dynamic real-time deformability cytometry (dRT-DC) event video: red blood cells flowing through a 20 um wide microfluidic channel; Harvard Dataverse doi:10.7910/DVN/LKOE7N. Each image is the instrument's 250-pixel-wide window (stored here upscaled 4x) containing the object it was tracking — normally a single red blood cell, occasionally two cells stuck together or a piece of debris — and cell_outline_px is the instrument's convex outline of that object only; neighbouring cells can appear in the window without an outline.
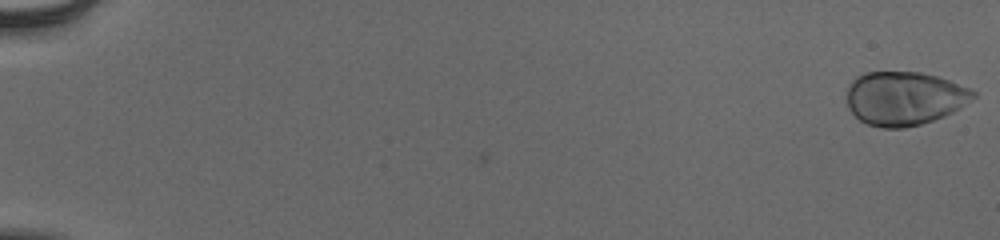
{"species": "human", "species_latin": "Homo sapiens", "temperature_condition": "cold", "stored_images_in_passage": 55, "camera_frame_rate_fps": 3000, "um_per_image_px": 0.085, "donor": {"sex": "male"}, "frame": {"image": 1, "passage_image": 1, "time_ms": 0.0, "image_size_px": [1000, 240], "cell_outline_px": [[976, 96], [960, 108], [944, 116], [920, 124], [904, 128], [884, 128], [868, 124], [860, 120], [848, 108], [848, 84], [856, 76], [864, 72], [920, 72], [936, 76], [948, 80], [968, 88], [976, 92]], "centroid_in_image_um": [76.85, 8.35], "position_along_channel_um": 8.1, "area_um2": 39.42}}
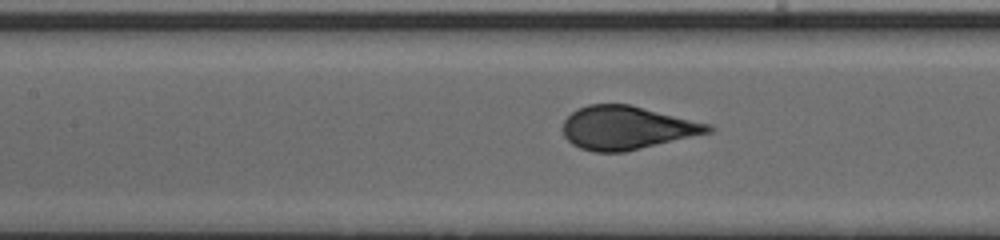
{"frame": {"image": 2, "passage_image": 28, "time_ms": 9.0, "image_size_px": [1000, 240], "cell_outline_px": [[716, 128], [712, 132], [624, 152], [596, 152], [580, 148], [572, 144], [564, 136], [564, 120], [572, 112], [588, 104], [628, 104], [712, 124]], "centroid_in_image_um": [53.31, 10.86], "position_along_channel_um": 154.1, "area_um2": 36.59}}
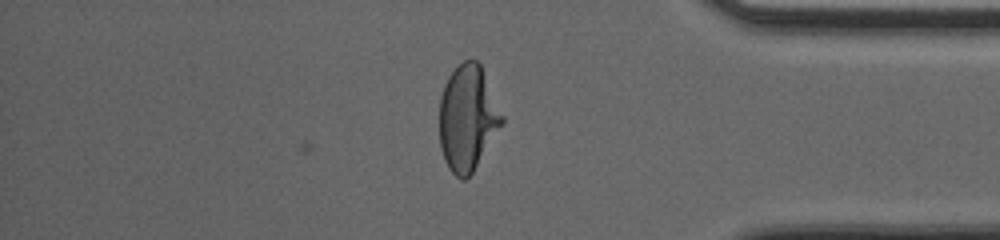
{"frame": {"image": 3, "passage_image": 48, "time_ms": 15.667, "image_size_px": [1000, 240], "cell_outline_px": [[504, 124], [472, 172], [464, 180], [460, 180], [448, 168], [444, 160], [440, 148], [440, 96], [444, 84], [448, 76], [464, 60], [476, 60], [480, 64], [504, 116]], "centroid_in_image_um": [39.75, 10.05], "position_along_channel_um": 395.4, "area_um2": 38.49}}